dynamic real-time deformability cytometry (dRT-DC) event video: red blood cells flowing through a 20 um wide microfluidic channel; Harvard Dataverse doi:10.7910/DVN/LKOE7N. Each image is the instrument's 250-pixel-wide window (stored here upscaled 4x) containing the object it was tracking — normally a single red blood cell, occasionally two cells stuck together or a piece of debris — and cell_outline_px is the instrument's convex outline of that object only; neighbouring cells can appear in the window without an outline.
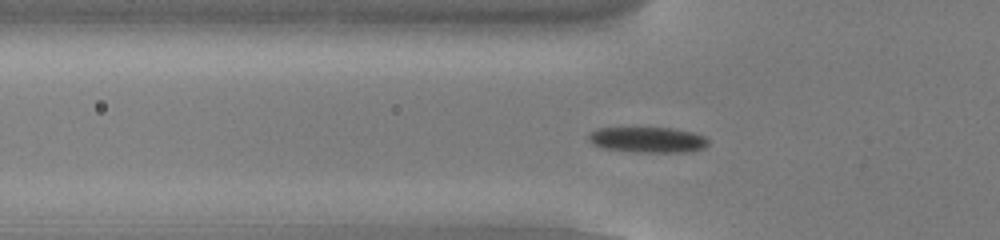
{"species": "common noctule bat (a hibernating species)", "species_latin": "Nyctalus noctula", "temperature_condition": "cold", "stored_images_in_passage": 50, "camera_frame_rate_fps": 3000, "um_per_image_px": 0.085, "animal": {"sex": "male", "body_mass_g": 13.0, "forearm_length_mm": 53.1}, "frame": {"image": 1, "passage_image": 14, "time_ms": 4.333, "image_size_px": [1000, 240], "cell_outline_px": [[708, 144], [704, 148], [688, 152], [636, 152], [604, 148], [592, 144], [588, 140], [588, 136], [596, 128], [672, 128], [692, 132], [704, 136], [708, 140]], "centroid_in_image_um": [55.06, 11.88], "position_along_channel_um": 70.7, "area_um2": 17.8}}
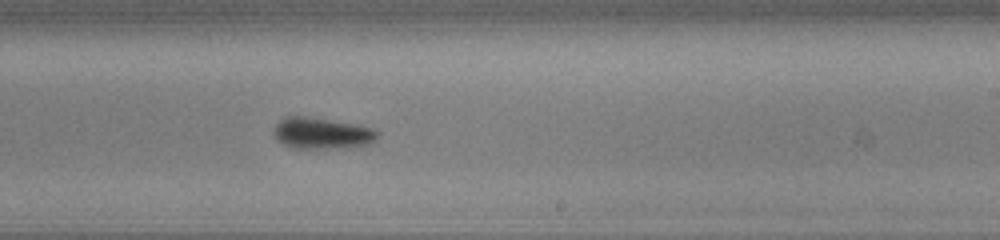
{"frame": {"image": 2, "passage_image": 29, "time_ms": 9.333, "image_size_px": [1000, 240], "cell_outline_px": [[380, 132], [376, 140], [372, 144], [336, 148], [292, 148], [276, 140], [272, 132], [276, 124], [280, 120], [288, 116], [304, 116], [352, 124], [372, 128]], "centroid_in_image_um": [27.34, 11.34], "position_along_channel_um": 261.7, "area_um2": 18.84}}
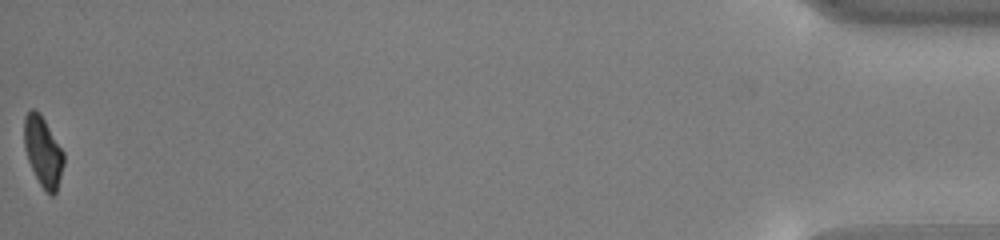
{"frame": {"image": 3, "passage_image": 50, "time_ms": 16.333, "image_size_px": [1000, 240], "cell_outline_px": [[64, 164], [56, 192], [52, 196], [40, 184], [28, 160], [24, 148], [24, 116], [32, 108], [40, 112], [64, 152]], "centroid_in_image_um": [3.66, 12.85], "position_along_channel_um": 431.5, "area_um2": 16.01}, "authors_computed_cell_mechanics": {"area_um2": 17.7157, "velocity_mm_per_s": 3.8264, "shape_relaxation_time_tau1_ms": 2.1662, "shape_relaxation_time_tau2_ms": null, "deformation_change_tau1": 0.1002, "deformation_change_tau2": null}}